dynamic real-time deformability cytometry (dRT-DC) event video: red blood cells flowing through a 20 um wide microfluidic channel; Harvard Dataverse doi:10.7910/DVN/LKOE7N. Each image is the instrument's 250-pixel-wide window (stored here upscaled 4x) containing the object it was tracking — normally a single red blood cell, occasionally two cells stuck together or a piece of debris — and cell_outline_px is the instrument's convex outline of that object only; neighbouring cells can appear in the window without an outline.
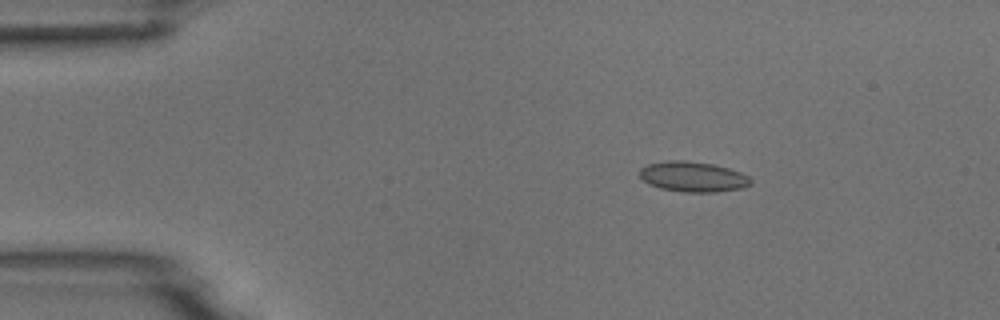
{"species": "common noctule bat (a hibernating species)", "species_latin": "Nyctalus noctula", "temperature_condition": "room temperature", "stored_images_in_passage": 5, "camera_frame_rate_fps": 3000, "um_per_image_px": 0.085, "animal": {"sex": "male", "body_mass_g": 18.8}, "frame": {"image": 1, "passage_image": 3, "time_ms": 0.667, "image_size_px": [1000, 320], "cell_outline_px": [[752, 184], [740, 188], [716, 192], [684, 192], [660, 188], [648, 184], [640, 176], [640, 168], [648, 164], [668, 160], [684, 160], [712, 164], [728, 168], [740, 172], [748, 176], [752, 180]], "centroid_in_image_um": [58.9, 15.02], "position_along_channel_um": 26.1, "area_um2": 19.54}}